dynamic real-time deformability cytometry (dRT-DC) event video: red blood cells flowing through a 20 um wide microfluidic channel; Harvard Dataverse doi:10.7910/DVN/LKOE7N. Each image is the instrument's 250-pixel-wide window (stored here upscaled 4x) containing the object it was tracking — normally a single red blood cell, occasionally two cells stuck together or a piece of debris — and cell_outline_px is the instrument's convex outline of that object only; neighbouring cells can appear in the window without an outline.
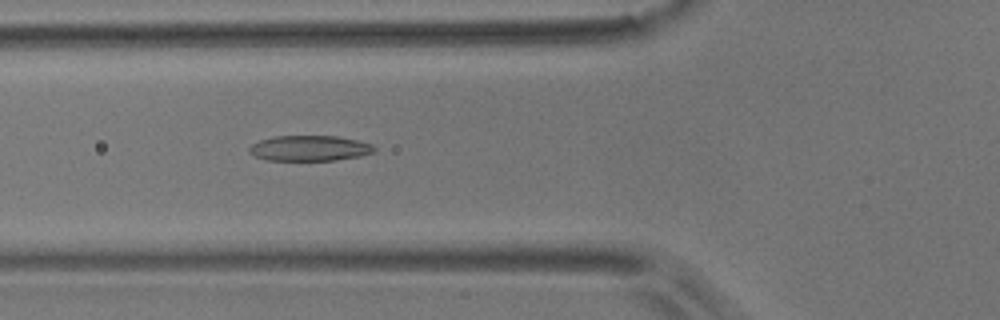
{"species": "common noctule bat (a hibernating species)", "species_latin": "Nyctalus noctula", "temperature_condition": "room temperature", "stored_images_in_passage": 24, "camera_frame_rate_fps": 3000, "um_per_image_px": 0.085, "animal": {"sex": "male", "body_mass_g": 17.9}, "frame": {"image": 1, "passage_image": 13, "time_ms": 4.0, "image_size_px": [1000, 320], "cell_outline_px": [[376, 152], [360, 156], [336, 160], [264, 160], [248, 152], [248, 148], [252, 144], [260, 140], [272, 136], [336, 136], [356, 140], [372, 144], [376, 148]], "centroid_in_image_um": [26.31, 12.6], "position_along_channel_um": 99.5, "area_um2": 18.61}}
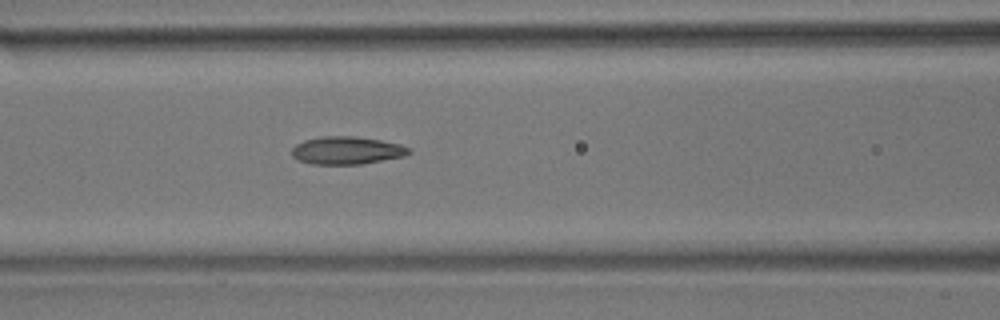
{"frame": {"image": 2, "passage_image": 16, "time_ms": 5.0, "image_size_px": [1000, 320], "cell_outline_px": [[412, 152], [404, 156], [360, 164], [312, 164], [300, 160], [292, 156], [292, 148], [296, 144], [304, 140], [320, 136], [352, 136], [380, 140], [400, 144], [412, 148]], "centroid_in_image_um": [29.49, 12.78], "position_along_channel_um": 137.1, "area_um2": 18.9}}
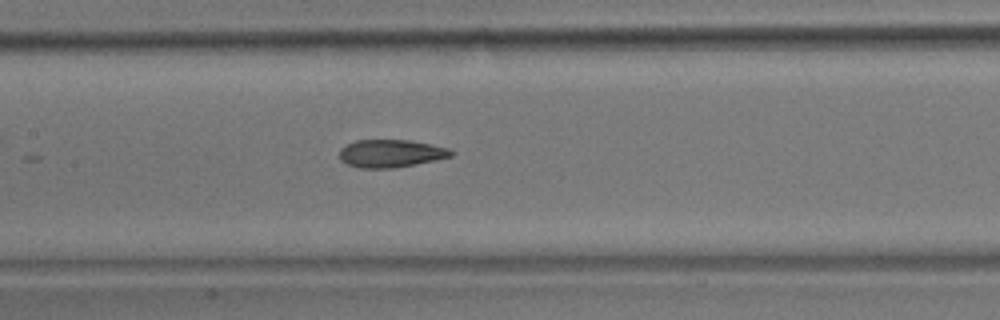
{"frame": {"image": 3, "passage_image": 19, "time_ms": 6.0, "image_size_px": [1000, 320], "cell_outline_px": [[452, 156], [392, 168], [360, 168], [348, 164], [340, 160], [340, 148], [356, 140], [412, 140], [432, 144], [448, 148], [452, 152]], "centroid_in_image_um": [33.18, 13.03], "position_along_channel_um": 174.2, "area_um2": 17.8}}